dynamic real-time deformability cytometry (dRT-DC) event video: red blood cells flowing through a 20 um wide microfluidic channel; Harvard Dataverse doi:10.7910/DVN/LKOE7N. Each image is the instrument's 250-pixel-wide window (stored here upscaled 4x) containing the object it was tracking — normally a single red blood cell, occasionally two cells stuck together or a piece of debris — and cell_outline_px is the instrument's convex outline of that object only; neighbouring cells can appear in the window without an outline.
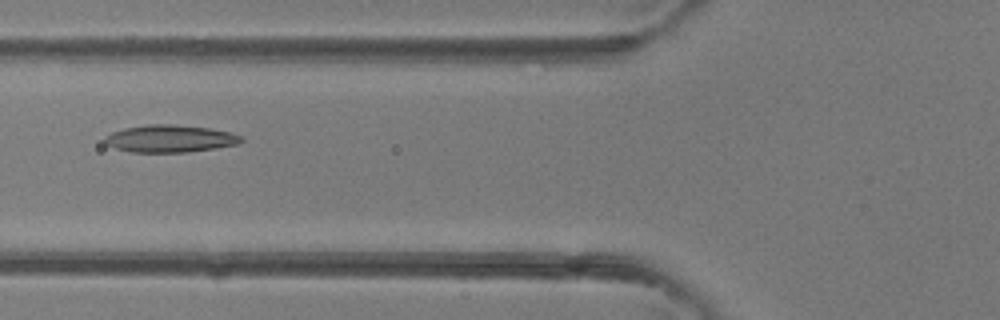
{"species": "common noctule bat (a hibernating species)", "species_latin": "Nyctalus noctula", "temperature_condition": "room temperature", "stored_images_in_passage": 6, "camera_frame_rate_fps": 3000, "um_per_image_px": 0.085, "animal": {"sex": "female"}, "frame": {"image": 1, "passage_image": 5, "time_ms": 4.667, "image_size_px": [1000, 320], "cell_outline_px": [[244, 140], [236, 144], [216, 148], [188, 152], [132, 152], [116, 148], [108, 144], [104, 140], [104, 136], [112, 132], [124, 128], [148, 124], [172, 124], [208, 128], [228, 132], [240, 136]], "centroid_in_image_um": [14.43, 11.78], "position_along_channel_um": 111.4, "area_um2": 21.5}}
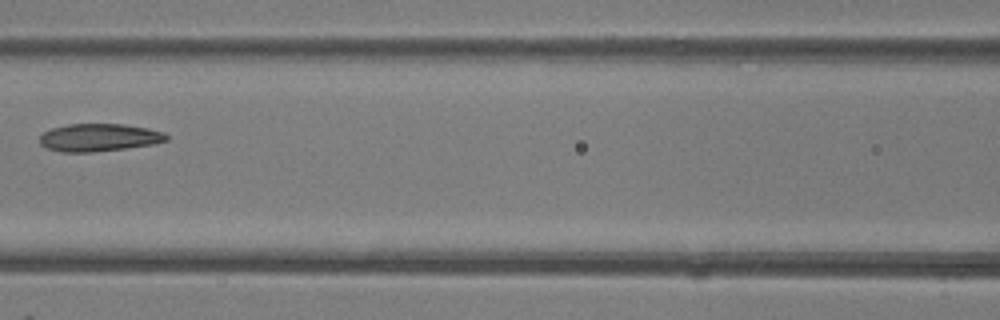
{"frame": {"image": 2, "passage_image": 6, "time_ms": 5.667, "image_size_px": [1000, 320], "cell_outline_px": [[168, 140], [152, 144], [124, 148], [92, 152], [60, 152], [44, 148], [40, 144], [40, 136], [44, 132], [52, 128], [68, 124], [124, 124], [148, 128], [164, 132], [168, 136]], "centroid_in_image_um": [8.39, 11.69], "position_along_channel_um": 158.2, "area_um2": 20.46}}